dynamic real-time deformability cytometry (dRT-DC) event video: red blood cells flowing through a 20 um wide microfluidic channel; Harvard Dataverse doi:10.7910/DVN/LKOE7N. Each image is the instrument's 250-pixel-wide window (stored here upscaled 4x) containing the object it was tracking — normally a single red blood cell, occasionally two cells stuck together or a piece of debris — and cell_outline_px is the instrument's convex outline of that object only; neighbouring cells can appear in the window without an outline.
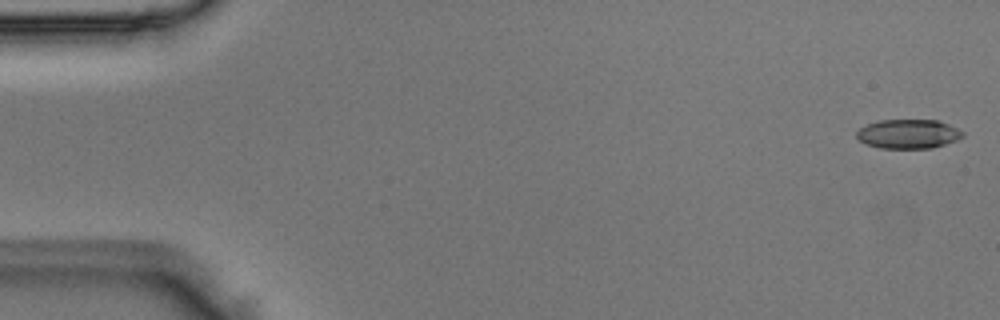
{"species": "Egyptian fruit bat (a non-hibernating species)", "species_latin": "Rousettus aegyptiacus", "temperature_condition": "room temperature", "stored_images_in_passage": 50, "camera_frame_rate_fps": 3000, "um_per_image_px": 0.085, "animal": {"sex": "male"}, "frame": {"image": 1, "passage_image": 1, "time_ms": 0.0, "image_size_px": [1000, 320], "cell_outline_px": [[964, 136], [956, 140], [932, 148], [880, 148], [868, 144], [860, 140], [856, 136], [856, 132], [860, 128], [868, 124], [880, 120], [940, 120], [964, 132]], "centroid_in_image_um": [77.22, 11.38], "position_along_channel_um": 7.8, "area_um2": 17.92}}
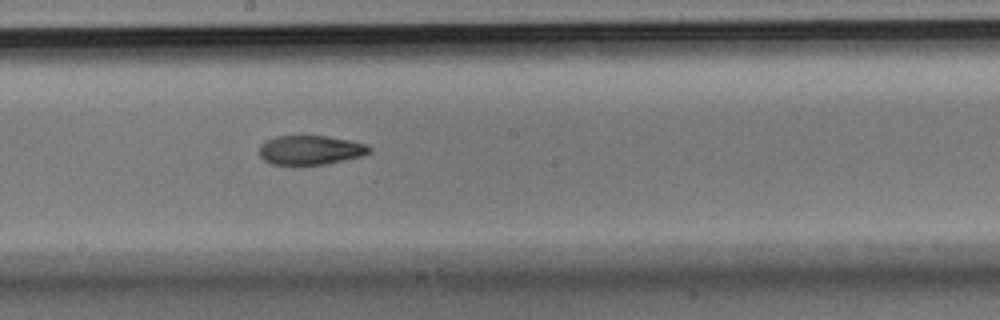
{"frame": {"image": 2, "passage_image": 27, "time_ms": 8.667, "image_size_px": [1000, 320], "cell_outline_px": [[372, 152], [360, 156], [328, 164], [272, 164], [264, 160], [260, 156], [260, 144], [264, 140], [276, 136], [328, 136], [352, 140], [368, 144], [372, 148]], "centroid_in_image_um": [26.42, 12.74], "position_along_channel_um": 221.8, "area_um2": 18.9}}
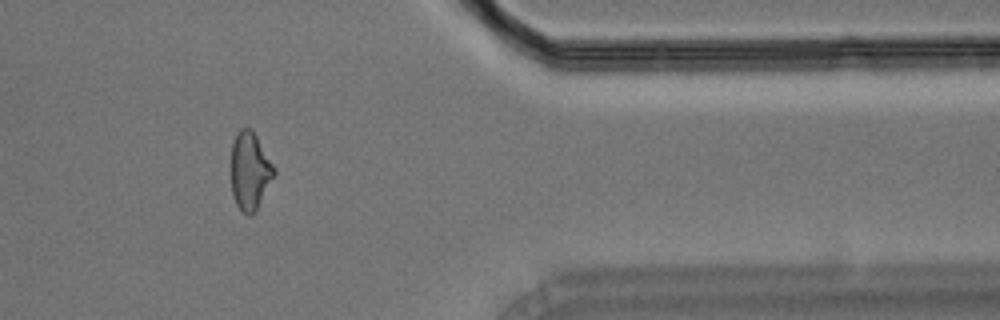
{"frame": {"image": 3, "passage_image": 41, "time_ms": 13.333, "image_size_px": [1000, 320], "cell_outline_px": [[276, 172], [256, 212], [252, 216], [248, 216], [236, 204], [232, 196], [232, 144], [236, 132], [240, 128], [252, 128], [276, 168]], "centroid_in_image_um": [21.26, 14.53], "position_along_channel_um": 390.1, "area_um2": 19.65}}